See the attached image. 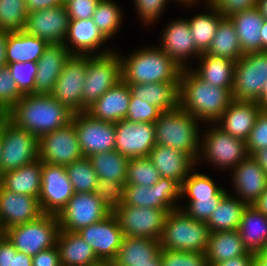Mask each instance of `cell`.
Instances as JSON below:
<instances>
[{
  "instance_id": "cell-1",
  "label": "cell",
  "mask_w": 267,
  "mask_h": 266,
  "mask_svg": "<svg viewBox=\"0 0 267 266\" xmlns=\"http://www.w3.org/2000/svg\"><path fill=\"white\" fill-rule=\"evenodd\" d=\"M73 115L50 94H26L7 113V118L39 139L68 125Z\"/></svg>"
},
{
  "instance_id": "cell-2",
  "label": "cell",
  "mask_w": 267,
  "mask_h": 266,
  "mask_svg": "<svg viewBox=\"0 0 267 266\" xmlns=\"http://www.w3.org/2000/svg\"><path fill=\"white\" fill-rule=\"evenodd\" d=\"M190 69L181 70L179 107L200 121L214 124L233 100V88L214 87Z\"/></svg>"
},
{
  "instance_id": "cell-3",
  "label": "cell",
  "mask_w": 267,
  "mask_h": 266,
  "mask_svg": "<svg viewBox=\"0 0 267 266\" xmlns=\"http://www.w3.org/2000/svg\"><path fill=\"white\" fill-rule=\"evenodd\" d=\"M122 80L126 84L179 82L181 68L159 47L140 48L123 58Z\"/></svg>"
},
{
  "instance_id": "cell-4",
  "label": "cell",
  "mask_w": 267,
  "mask_h": 266,
  "mask_svg": "<svg viewBox=\"0 0 267 266\" xmlns=\"http://www.w3.org/2000/svg\"><path fill=\"white\" fill-rule=\"evenodd\" d=\"M198 122L196 117L180 107L162 112L154 122L156 144L180 150L197 163L201 139Z\"/></svg>"
},
{
  "instance_id": "cell-5",
  "label": "cell",
  "mask_w": 267,
  "mask_h": 266,
  "mask_svg": "<svg viewBox=\"0 0 267 266\" xmlns=\"http://www.w3.org/2000/svg\"><path fill=\"white\" fill-rule=\"evenodd\" d=\"M210 233L206 222L193 219L178 208L166 215L159 241L162 249L205 253Z\"/></svg>"
},
{
  "instance_id": "cell-6",
  "label": "cell",
  "mask_w": 267,
  "mask_h": 266,
  "mask_svg": "<svg viewBox=\"0 0 267 266\" xmlns=\"http://www.w3.org/2000/svg\"><path fill=\"white\" fill-rule=\"evenodd\" d=\"M122 80L120 54L103 50L88 55V67L82 93V108L87 111L107 90Z\"/></svg>"
},
{
  "instance_id": "cell-7",
  "label": "cell",
  "mask_w": 267,
  "mask_h": 266,
  "mask_svg": "<svg viewBox=\"0 0 267 266\" xmlns=\"http://www.w3.org/2000/svg\"><path fill=\"white\" fill-rule=\"evenodd\" d=\"M59 230L57 215L43 214L34 221L8 228L4 235L19 252L34 256L56 246Z\"/></svg>"
},
{
  "instance_id": "cell-8",
  "label": "cell",
  "mask_w": 267,
  "mask_h": 266,
  "mask_svg": "<svg viewBox=\"0 0 267 266\" xmlns=\"http://www.w3.org/2000/svg\"><path fill=\"white\" fill-rule=\"evenodd\" d=\"M1 174L16 170L39 158V139L32 133L16 126L7 117L0 127Z\"/></svg>"
},
{
  "instance_id": "cell-9",
  "label": "cell",
  "mask_w": 267,
  "mask_h": 266,
  "mask_svg": "<svg viewBox=\"0 0 267 266\" xmlns=\"http://www.w3.org/2000/svg\"><path fill=\"white\" fill-rule=\"evenodd\" d=\"M266 82L267 51L244 54L236 61L232 97L239 101L261 104V95Z\"/></svg>"
},
{
  "instance_id": "cell-10",
  "label": "cell",
  "mask_w": 267,
  "mask_h": 266,
  "mask_svg": "<svg viewBox=\"0 0 267 266\" xmlns=\"http://www.w3.org/2000/svg\"><path fill=\"white\" fill-rule=\"evenodd\" d=\"M212 126L200 139L199 162L206 156V160L219 169H234L249 155L246 142L225 133L216 124Z\"/></svg>"
},
{
  "instance_id": "cell-11",
  "label": "cell",
  "mask_w": 267,
  "mask_h": 266,
  "mask_svg": "<svg viewBox=\"0 0 267 266\" xmlns=\"http://www.w3.org/2000/svg\"><path fill=\"white\" fill-rule=\"evenodd\" d=\"M87 67L88 55H71L50 94L74 114L86 112L82 108V93Z\"/></svg>"
},
{
  "instance_id": "cell-12",
  "label": "cell",
  "mask_w": 267,
  "mask_h": 266,
  "mask_svg": "<svg viewBox=\"0 0 267 266\" xmlns=\"http://www.w3.org/2000/svg\"><path fill=\"white\" fill-rule=\"evenodd\" d=\"M171 210L122 205L115 213L124 236L160 240Z\"/></svg>"
},
{
  "instance_id": "cell-13",
  "label": "cell",
  "mask_w": 267,
  "mask_h": 266,
  "mask_svg": "<svg viewBox=\"0 0 267 266\" xmlns=\"http://www.w3.org/2000/svg\"><path fill=\"white\" fill-rule=\"evenodd\" d=\"M71 122L84 157L115 150V123L94 119L87 112L75 113Z\"/></svg>"
},
{
  "instance_id": "cell-14",
  "label": "cell",
  "mask_w": 267,
  "mask_h": 266,
  "mask_svg": "<svg viewBox=\"0 0 267 266\" xmlns=\"http://www.w3.org/2000/svg\"><path fill=\"white\" fill-rule=\"evenodd\" d=\"M110 213L102 205L95 192L74 193L59 212L60 230L78 232L106 218Z\"/></svg>"
},
{
  "instance_id": "cell-15",
  "label": "cell",
  "mask_w": 267,
  "mask_h": 266,
  "mask_svg": "<svg viewBox=\"0 0 267 266\" xmlns=\"http://www.w3.org/2000/svg\"><path fill=\"white\" fill-rule=\"evenodd\" d=\"M83 157L72 122L39 138L42 163L66 166Z\"/></svg>"
},
{
  "instance_id": "cell-16",
  "label": "cell",
  "mask_w": 267,
  "mask_h": 266,
  "mask_svg": "<svg viewBox=\"0 0 267 266\" xmlns=\"http://www.w3.org/2000/svg\"><path fill=\"white\" fill-rule=\"evenodd\" d=\"M182 198L181 185L170 178H160L153 186L126 185L125 205L175 210Z\"/></svg>"
},
{
  "instance_id": "cell-17",
  "label": "cell",
  "mask_w": 267,
  "mask_h": 266,
  "mask_svg": "<svg viewBox=\"0 0 267 266\" xmlns=\"http://www.w3.org/2000/svg\"><path fill=\"white\" fill-rule=\"evenodd\" d=\"M74 193L65 166L43 163L38 197L43 214L58 215Z\"/></svg>"
},
{
  "instance_id": "cell-18",
  "label": "cell",
  "mask_w": 267,
  "mask_h": 266,
  "mask_svg": "<svg viewBox=\"0 0 267 266\" xmlns=\"http://www.w3.org/2000/svg\"><path fill=\"white\" fill-rule=\"evenodd\" d=\"M115 150L127 158L148 157L156 145L154 123H115Z\"/></svg>"
},
{
  "instance_id": "cell-19",
  "label": "cell",
  "mask_w": 267,
  "mask_h": 266,
  "mask_svg": "<svg viewBox=\"0 0 267 266\" xmlns=\"http://www.w3.org/2000/svg\"><path fill=\"white\" fill-rule=\"evenodd\" d=\"M70 17L64 4L27 14L24 31L39 37L48 44H63L66 39Z\"/></svg>"
},
{
  "instance_id": "cell-20",
  "label": "cell",
  "mask_w": 267,
  "mask_h": 266,
  "mask_svg": "<svg viewBox=\"0 0 267 266\" xmlns=\"http://www.w3.org/2000/svg\"><path fill=\"white\" fill-rule=\"evenodd\" d=\"M78 233L93 248L100 261L113 262L124 238L114 214L82 228Z\"/></svg>"
},
{
  "instance_id": "cell-21",
  "label": "cell",
  "mask_w": 267,
  "mask_h": 266,
  "mask_svg": "<svg viewBox=\"0 0 267 266\" xmlns=\"http://www.w3.org/2000/svg\"><path fill=\"white\" fill-rule=\"evenodd\" d=\"M41 215L43 212L37 197L14 193L0 185V227L3 231L34 221Z\"/></svg>"
},
{
  "instance_id": "cell-22",
  "label": "cell",
  "mask_w": 267,
  "mask_h": 266,
  "mask_svg": "<svg viewBox=\"0 0 267 266\" xmlns=\"http://www.w3.org/2000/svg\"><path fill=\"white\" fill-rule=\"evenodd\" d=\"M161 50L178 65L181 70L189 68L186 59L190 56H200L202 53L196 48L187 19L174 20L167 24L161 36Z\"/></svg>"
},
{
  "instance_id": "cell-23",
  "label": "cell",
  "mask_w": 267,
  "mask_h": 266,
  "mask_svg": "<svg viewBox=\"0 0 267 266\" xmlns=\"http://www.w3.org/2000/svg\"><path fill=\"white\" fill-rule=\"evenodd\" d=\"M261 110L258 102L233 99L214 124L232 137L246 141Z\"/></svg>"
},
{
  "instance_id": "cell-24",
  "label": "cell",
  "mask_w": 267,
  "mask_h": 266,
  "mask_svg": "<svg viewBox=\"0 0 267 266\" xmlns=\"http://www.w3.org/2000/svg\"><path fill=\"white\" fill-rule=\"evenodd\" d=\"M232 171L236 194L247 205H253L267 188V173L252 155H248Z\"/></svg>"
},
{
  "instance_id": "cell-25",
  "label": "cell",
  "mask_w": 267,
  "mask_h": 266,
  "mask_svg": "<svg viewBox=\"0 0 267 266\" xmlns=\"http://www.w3.org/2000/svg\"><path fill=\"white\" fill-rule=\"evenodd\" d=\"M71 53L63 44H48L37 61L33 94H51Z\"/></svg>"
},
{
  "instance_id": "cell-26",
  "label": "cell",
  "mask_w": 267,
  "mask_h": 266,
  "mask_svg": "<svg viewBox=\"0 0 267 266\" xmlns=\"http://www.w3.org/2000/svg\"><path fill=\"white\" fill-rule=\"evenodd\" d=\"M130 99V86L121 80L107 90L86 112L94 119L116 123L126 118Z\"/></svg>"
},
{
  "instance_id": "cell-27",
  "label": "cell",
  "mask_w": 267,
  "mask_h": 266,
  "mask_svg": "<svg viewBox=\"0 0 267 266\" xmlns=\"http://www.w3.org/2000/svg\"><path fill=\"white\" fill-rule=\"evenodd\" d=\"M148 158L162 178L173 179L180 185L197 164L188 154L157 144L150 151Z\"/></svg>"
},
{
  "instance_id": "cell-28",
  "label": "cell",
  "mask_w": 267,
  "mask_h": 266,
  "mask_svg": "<svg viewBox=\"0 0 267 266\" xmlns=\"http://www.w3.org/2000/svg\"><path fill=\"white\" fill-rule=\"evenodd\" d=\"M106 41L93 19L89 18L70 20L63 45L72 55H95L96 50Z\"/></svg>"
},
{
  "instance_id": "cell-29",
  "label": "cell",
  "mask_w": 267,
  "mask_h": 266,
  "mask_svg": "<svg viewBox=\"0 0 267 266\" xmlns=\"http://www.w3.org/2000/svg\"><path fill=\"white\" fill-rule=\"evenodd\" d=\"M56 246L62 266H88L100 261L78 232L59 230Z\"/></svg>"
},
{
  "instance_id": "cell-30",
  "label": "cell",
  "mask_w": 267,
  "mask_h": 266,
  "mask_svg": "<svg viewBox=\"0 0 267 266\" xmlns=\"http://www.w3.org/2000/svg\"><path fill=\"white\" fill-rule=\"evenodd\" d=\"M42 167L43 163L38 158L16 170L4 172L0 177V185L8 191L38 198L42 184Z\"/></svg>"
},
{
  "instance_id": "cell-31",
  "label": "cell",
  "mask_w": 267,
  "mask_h": 266,
  "mask_svg": "<svg viewBox=\"0 0 267 266\" xmlns=\"http://www.w3.org/2000/svg\"><path fill=\"white\" fill-rule=\"evenodd\" d=\"M131 94L143 102L157 107L161 112L179 108V82L128 84Z\"/></svg>"
},
{
  "instance_id": "cell-32",
  "label": "cell",
  "mask_w": 267,
  "mask_h": 266,
  "mask_svg": "<svg viewBox=\"0 0 267 266\" xmlns=\"http://www.w3.org/2000/svg\"><path fill=\"white\" fill-rule=\"evenodd\" d=\"M243 246L248 252H258L267 247V216L253 205H247L238 227Z\"/></svg>"
},
{
  "instance_id": "cell-33",
  "label": "cell",
  "mask_w": 267,
  "mask_h": 266,
  "mask_svg": "<svg viewBox=\"0 0 267 266\" xmlns=\"http://www.w3.org/2000/svg\"><path fill=\"white\" fill-rule=\"evenodd\" d=\"M234 24L243 54L261 51V29L264 18L257 7L228 17Z\"/></svg>"
},
{
  "instance_id": "cell-34",
  "label": "cell",
  "mask_w": 267,
  "mask_h": 266,
  "mask_svg": "<svg viewBox=\"0 0 267 266\" xmlns=\"http://www.w3.org/2000/svg\"><path fill=\"white\" fill-rule=\"evenodd\" d=\"M159 240L124 236L118 254L113 261L119 266L151 264L160 254Z\"/></svg>"
},
{
  "instance_id": "cell-35",
  "label": "cell",
  "mask_w": 267,
  "mask_h": 266,
  "mask_svg": "<svg viewBox=\"0 0 267 266\" xmlns=\"http://www.w3.org/2000/svg\"><path fill=\"white\" fill-rule=\"evenodd\" d=\"M48 43L39 37L29 35L24 30L7 33L6 62H37Z\"/></svg>"
},
{
  "instance_id": "cell-36",
  "label": "cell",
  "mask_w": 267,
  "mask_h": 266,
  "mask_svg": "<svg viewBox=\"0 0 267 266\" xmlns=\"http://www.w3.org/2000/svg\"><path fill=\"white\" fill-rule=\"evenodd\" d=\"M201 63L193 72L214 87L233 88L236 62L203 52L198 57Z\"/></svg>"
},
{
  "instance_id": "cell-37",
  "label": "cell",
  "mask_w": 267,
  "mask_h": 266,
  "mask_svg": "<svg viewBox=\"0 0 267 266\" xmlns=\"http://www.w3.org/2000/svg\"><path fill=\"white\" fill-rule=\"evenodd\" d=\"M247 253L238 230L210 233L205 252L209 266Z\"/></svg>"
},
{
  "instance_id": "cell-38",
  "label": "cell",
  "mask_w": 267,
  "mask_h": 266,
  "mask_svg": "<svg viewBox=\"0 0 267 266\" xmlns=\"http://www.w3.org/2000/svg\"><path fill=\"white\" fill-rule=\"evenodd\" d=\"M246 206L238 197L236 199L227 193L206 222L210 232L238 230Z\"/></svg>"
},
{
  "instance_id": "cell-39",
  "label": "cell",
  "mask_w": 267,
  "mask_h": 266,
  "mask_svg": "<svg viewBox=\"0 0 267 266\" xmlns=\"http://www.w3.org/2000/svg\"><path fill=\"white\" fill-rule=\"evenodd\" d=\"M205 53L235 62L244 55L237 31L229 18L220 21L211 45Z\"/></svg>"
},
{
  "instance_id": "cell-40",
  "label": "cell",
  "mask_w": 267,
  "mask_h": 266,
  "mask_svg": "<svg viewBox=\"0 0 267 266\" xmlns=\"http://www.w3.org/2000/svg\"><path fill=\"white\" fill-rule=\"evenodd\" d=\"M98 179L125 183L129 158L118 151L95 153L87 157Z\"/></svg>"
},
{
  "instance_id": "cell-41",
  "label": "cell",
  "mask_w": 267,
  "mask_h": 266,
  "mask_svg": "<svg viewBox=\"0 0 267 266\" xmlns=\"http://www.w3.org/2000/svg\"><path fill=\"white\" fill-rule=\"evenodd\" d=\"M207 6L212 13L197 14L187 19L195 46L201 53L210 47L217 27L224 18L210 3Z\"/></svg>"
},
{
  "instance_id": "cell-42",
  "label": "cell",
  "mask_w": 267,
  "mask_h": 266,
  "mask_svg": "<svg viewBox=\"0 0 267 266\" xmlns=\"http://www.w3.org/2000/svg\"><path fill=\"white\" fill-rule=\"evenodd\" d=\"M65 168L75 193L95 192L98 177L87 157L73 161Z\"/></svg>"
},
{
  "instance_id": "cell-43",
  "label": "cell",
  "mask_w": 267,
  "mask_h": 266,
  "mask_svg": "<svg viewBox=\"0 0 267 266\" xmlns=\"http://www.w3.org/2000/svg\"><path fill=\"white\" fill-rule=\"evenodd\" d=\"M92 19L102 35L109 40L117 33L122 23V13L114 1L100 0Z\"/></svg>"
},
{
  "instance_id": "cell-44",
  "label": "cell",
  "mask_w": 267,
  "mask_h": 266,
  "mask_svg": "<svg viewBox=\"0 0 267 266\" xmlns=\"http://www.w3.org/2000/svg\"><path fill=\"white\" fill-rule=\"evenodd\" d=\"M26 0H0V31L24 30L27 19Z\"/></svg>"
},
{
  "instance_id": "cell-45",
  "label": "cell",
  "mask_w": 267,
  "mask_h": 266,
  "mask_svg": "<svg viewBox=\"0 0 267 266\" xmlns=\"http://www.w3.org/2000/svg\"><path fill=\"white\" fill-rule=\"evenodd\" d=\"M160 178L158 170L148 157L129 159L126 185L153 186Z\"/></svg>"
},
{
  "instance_id": "cell-46",
  "label": "cell",
  "mask_w": 267,
  "mask_h": 266,
  "mask_svg": "<svg viewBox=\"0 0 267 266\" xmlns=\"http://www.w3.org/2000/svg\"><path fill=\"white\" fill-rule=\"evenodd\" d=\"M222 188L217 186L209 176L194 172L189 174L181 185V196L187 195L189 200L213 198Z\"/></svg>"
},
{
  "instance_id": "cell-47",
  "label": "cell",
  "mask_w": 267,
  "mask_h": 266,
  "mask_svg": "<svg viewBox=\"0 0 267 266\" xmlns=\"http://www.w3.org/2000/svg\"><path fill=\"white\" fill-rule=\"evenodd\" d=\"M95 194L110 214H114L125 202L126 183L98 179Z\"/></svg>"
},
{
  "instance_id": "cell-48",
  "label": "cell",
  "mask_w": 267,
  "mask_h": 266,
  "mask_svg": "<svg viewBox=\"0 0 267 266\" xmlns=\"http://www.w3.org/2000/svg\"><path fill=\"white\" fill-rule=\"evenodd\" d=\"M10 74L20 92L23 95L33 94L35 86V77L37 74V62H18L8 64Z\"/></svg>"
},
{
  "instance_id": "cell-49",
  "label": "cell",
  "mask_w": 267,
  "mask_h": 266,
  "mask_svg": "<svg viewBox=\"0 0 267 266\" xmlns=\"http://www.w3.org/2000/svg\"><path fill=\"white\" fill-rule=\"evenodd\" d=\"M22 97L9 68H0V111L7 114Z\"/></svg>"
},
{
  "instance_id": "cell-50",
  "label": "cell",
  "mask_w": 267,
  "mask_h": 266,
  "mask_svg": "<svg viewBox=\"0 0 267 266\" xmlns=\"http://www.w3.org/2000/svg\"><path fill=\"white\" fill-rule=\"evenodd\" d=\"M228 192L223 188L213 198H198V200H189L186 208H179L183 210L191 218L201 222H207L213 211L217 208L220 200Z\"/></svg>"
},
{
  "instance_id": "cell-51",
  "label": "cell",
  "mask_w": 267,
  "mask_h": 266,
  "mask_svg": "<svg viewBox=\"0 0 267 266\" xmlns=\"http://www.w3.org/2000/svg\"><path fill=\"white\" fill-rule=\"evenodd\" d=\"M163 266H209L205 253L160 250Z\"/></svg>"
},
{
  "instance_id": "cell-52",
  "label": "cell",
  "mask_w": 267,
  "mask_h": 266,
  "mask_svg": "<svg viewBox=\"0 0 267 266\" xmlns=\"http://www.w3.org/2000/svg\"><path fill=\"white\" fill-rule=\"evenodd\" d=\"M162 112L155 106L131 94L126 120L136 123H154Z\"/></svg>"
},
{
  "instance_id": "cell-53",
  "label": "cell",
  "mask_w": 267,
  "mask_h": 266,
  "mask_svg": "<svg viewBox=\"0 0 267 266\" xmlns=\"http://www.w3.org/2000/svg\"><path fill=\"white\" fill-rule=\"evenodd\" d=\"M135 2L136 10L139 14V17L141 20H143V23L146 25L153 24L156 19L159 18L162 11L165 8V4L168 3V0H133ZM178 3L192 6L196 4V1L198 0H192V1H180L176 0ZM195 3V4H193Z\"/></svg>"
},
{
  "instance_id": "cell-54",
  "label": "cell",
  "mask_w": 267,
  "mask_h": 266,
  "mask_svg": "<svg viewBox=\"0 0 267 266\" xmlns=\"http://www.w3.org/2000/svg\"><path fill=\"white\" fill-rule=\"evenodd\" d=\"M245 142L249 155L267 148V111L261 110L258 114L254 127Z\"/></svg>"
},
{
  "instance_id": "cell-55",
  "label": "cell",
  "mask_w": 267,
  "mask_h": 266,
  "mask_svg": "<svg viewBox=\"0 0 267 266\" xmlns=\"http://www.w3.org/2000/svg\"><path fill=\"white\" fill-rule=\"evenodd\" d=\"M210 3L224 18L257 7V0H206Z\"/></svg>"
},
{
  "instance_id": "cell-56",
  "label": "cell",
  "mask_w": 267,
  "mask_h": 266,
  "mask_svg": "<svg viewBox=\"0 0 267 266\" xmlns=\"http://www.w3.org/2000/svg\"><path fill=\"white\" fill-rule=\"evenodd\" d=\"M100 0H67L64 2L70 20L92 18Z\"/></svg>"
},
{
  "instance_id": "cell-57",
  "label": "cell",
  "mask_w": 267,
  "mask_h": 266,
  "mask_svg": "<svg viewBox=\"0 0 267 266\" xmlns=\"http://www.w3.org/2000/svg\"><path fill=\"white\" fill-rule=\"evenodd\" d=\"M32 266H62L57 246L32 256Z\"/></svg>"
},
{
  "instance_id": "cell-58",
  "label": "cell",
  "mask_w": 267,
  "mask_h": 266,
  "mask_svg": "<svg viewBox=\"0 0 267 266\" xmlns=\"http://www.w3.org/2000/svg\"><path fill=\"white\" fill-rule=\"evenodd\" d=\"M17 251L8 238L3 235L0 239V266H12L13 255Z\"/></svg>"
},
{
  "instance_id": "cell-59",
  "label": "cell",
  "mask_w": 267,
  "mask_h": 266,
  "mask_svg": "<svg viewBox=\"0 0 267 266\" xmlns=\"http://www.w3.org/2000/svg\"><path fill=\"white\" fill-rule=\"evenodd\" d=\"M28 13L64 4L62 0H26Z\"/></svg>"
},
{
  "instance_id": "cell-60",
  "label": "cell",
  "mask_w": 267,
  "mask_h": 266,
  "mask_svg": "<svg viewBox=\"0 0 267 266\" xmlns=\"http://www.w3.org/2000/svg\"><path fill=\"white\" fill-rule=\"evenodd\" d=\"M213 266H253V253L248 252L246 255L230 258Z\"/></svg>"
},
{
  "instance_id": "cell-61",
  "label": "cell",
  "mask_w": 267,
  "mask_h": 266,
  "mask_svg": "<svg viewBox=\"0 0 267 266\" xmlns=\"http://www.w3.org/2000/svg\"><path fill=\"white\" fill-rule=\"evenodd\" d=\"M12 266H32V256L17 251V253L13 255Z\"/></svg>"
},
{
  "instance_id": "cell-62",
  "label": "cell",
  "mask_w": 267,
  "mask_h": 266,
  "mask_svg": "<svg viewBox=\"0 0 267 266\" xmlns=\"http://www.w3.org/2000/svg\"><path fill=\"white\" fill-rule=\"evenodd\" d=\"M6 42H7V32L0 31V68L7 66Z\"/></svg>"
},
{
  "instance_id": "cell-63",
  "label": "cell",
  "mask_w": 267,
  "mask_h": 266,
  "mask_svg": "<svg viewBox=\"0 0 267 266\" xmlns=\"http://www.w3.org/2000/svg\"><path fill=\"white\" fill-rule=\"evenodd\" d=\"M259 166L267 173V148L258 150L252 154Z\"/></svg>"
},
{
  "instance_id": "cell-64",
  "label": "cell",
  "mask_w": 267,
  "mask_h": 266,
  "mask_svg": "<svg viewBox=\"0 0 267 266\" xmlns=\"http://www.w3.org/2000/svg\"><path fill=\"white\" fill-rule=\"evenodd\" d=\"M253 266H267V247L253 253Z\"/></svg>"
},
{
  "instance_id": "cell-65",
  "label": "cell",
  "mask_w": 267,
  "mask_h": 266,
  "mask_svg": "<svg viewBox=\"0 0 267 266\" xmlns=\"http://www.w3.org/2000/svg\"><path fill=\"white\" fill-rule=\"evenodd\" d=\"M258 210L267 216V188L253 204Z\"/></svg>"
},
{
  "instance_id": "cell-66",
  "label": "cell",
  "mask_w": 267,
  "mask_h": 266,
  "mask_svg": "<svg viewBox=\"0 0 267 266\" xmlns=\"http://www.w3.org/2000/svg\"><path fill=\"white\" fill-rule=\"evenodd\" d=\"M267 51V20L264 19L261 29V51Z\"/></svg>"
},
{
  "instance_id": "cell-67",
  "label": "cell",
  "mask_w": 267,
  "mask_h": 266,
  "mask_svg": "<svg viewBox=\"0 0 267 266\" xmlns=\"http://www.w3.org/2000/svg\"><path fill=\"white\" fill-rule=\"evenodd\" d=\"M257 8L261 16L267 20V0H257Z\"/></svg>"
},
{
  "instance_id": "cell-68",
  "label": "cell",
  "mask_w": 267,
  "mask_h": 266,
  "mask_svg": "<svg viewBox=\"0 0 267 266\" xmlns=\"http://www.w3.org/2000/svg\"><path fill=\"white\" fill-rule=\"evenodd\" d=\"M260 105H261L262 110L267 111V82L264 84V87H263Z\"/></svg>"
},
{
  "instance_id": "cell-69",
  "label": "cell",
  "mask_w": 267,
  "mask_h": 266,
  "mask_svg": "<svg viewBox=\"0 0 267 266\" xmlns=\"http://www.w3.org/2000/svg\"><path fill=\"white\" fill-rule=\"evenodd\" d=\"M132 266H163V265H162V260L159 254L156 258L151 259V264L132 265Z\"/></svg>"
},
{
  "instance_id": "cell-70",
  "label": "cell",
  "mask_w": 267,
  "mask_h": 266,
  "mask_svg": "<svg viewBox=\"0 0 267 266\" xmlns=\"http://www.w3.org/2000/svg\"><path fill=\"white\" fill-rule=\"evenodd\" d=\"M88 266H110V262L109 261H98Z\"/></svg>"
},
{
  "instance_id": "cell-71",
  "label": "cell",
  "mask_w": 267,
  "mask_h": 266,
  "mask_svg": "<svg viewBox=\"0 0 267 266\" xmlns=\"http://www.w3.org/2000/svg\"><path fill=\"white\" fill-rule=\"evenodd\" d=\"M6 117H7V114L0 111V127H1V124L5 120Z\"/></svg>"
},
{
  "instance_id": "cell-72",
  "label": "cell",
  "mask_w": 267,
  "mask_h": 266,
  "mask_svg": "<svg viewBox=\"0 0 267 266\" xmlns=\"http://www.w3.org/2000/svg\"><path fill=\"white\" fill-rule=\"evenodd\" d=\"M1 151H2V145H1V137H0V162H1ZM0 177H1V166H0Z\"/></svg>"
},
{
  "instance_id": "cell-73",
  "label": "cell",
  "mask_w": 267,
  "mask_h": 266,
  "mask_svg": "<svg viewBox=\"0 0 267 266\" xmlns=\"http://www.w3.org/2000/svg\"><path fill=\"white\" fill-rule=\"evenodd\" d=\"M3 235H4V231H3V229L0 227V239L2 238Z\"/></svg>"
},
{
  "instance_id": "cell-74",
  "label": "cell",
  "mask_w": 267,
  "mask_h": 266,
  "mask_svg": "<svg viewBox=\"0 0 267 266\" xmlns=\"http://www.w3.org/2000/svg\"><path fill=\"white\" fill-rule=\"evenodd\" d=\"M110 266H119V265L115 264L114 262H110Z\"/></svg>"
}]
</instances>
